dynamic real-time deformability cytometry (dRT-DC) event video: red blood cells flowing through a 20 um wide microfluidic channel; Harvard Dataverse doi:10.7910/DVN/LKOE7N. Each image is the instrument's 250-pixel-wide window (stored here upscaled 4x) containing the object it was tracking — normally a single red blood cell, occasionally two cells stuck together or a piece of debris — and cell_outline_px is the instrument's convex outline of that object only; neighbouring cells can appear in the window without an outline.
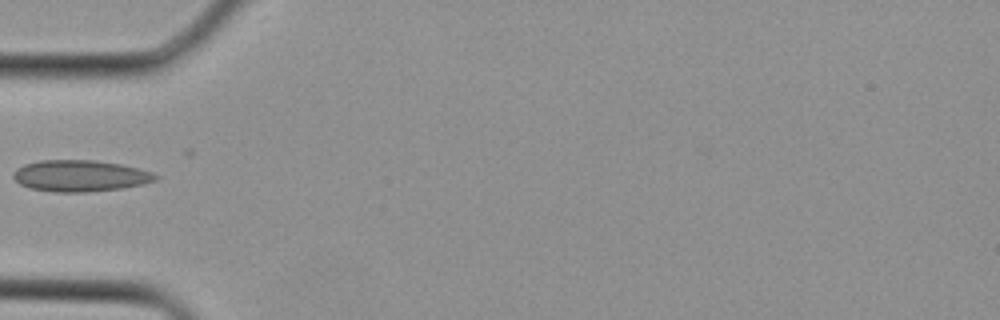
{"species": "Egyptian fruit bat (a non-hibernating species)", "species_latin": "Rousettus aegyptiacus", "temperature_condition": "cold", "stored_images_in_passage": 1, "camera_frame_rate_fps": 3000, "um_per_image_px": 0.085, "animal": {"sex": "female"}, "frame": {"image": 1, "passage_image": 1, "time_ms": 0.0, "image_size_px": [1000, 320], "cell_outline_px": [[160, 176], [156, 180], [140, 184], [120, 188], [84, 192], [52, 192], [28, 188], [20, 184], [12, 176], [12, 172], [24, 164], [40, 160], [92, 160], [120, 164], [152, 172]], "centroid_in_image_um": [6.76, 14.94], "position_along_channel_um": 78.2, "area_um2": 25.89}}